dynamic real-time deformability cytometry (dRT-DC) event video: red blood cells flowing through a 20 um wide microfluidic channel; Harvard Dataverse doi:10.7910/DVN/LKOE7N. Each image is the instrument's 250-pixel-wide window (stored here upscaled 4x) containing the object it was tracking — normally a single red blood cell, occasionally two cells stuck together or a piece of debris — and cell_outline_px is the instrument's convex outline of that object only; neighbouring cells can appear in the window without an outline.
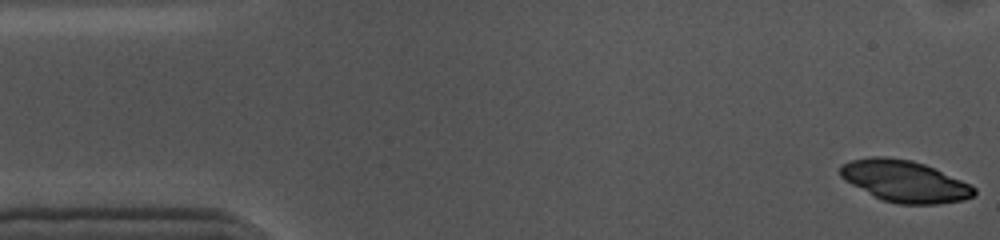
{"species": "common noctule bat (a hibernating species)", "species_latin": "Nyctalus noctula", "temperature_condition": "cold", "stored_images_in_passage": 54, "camera_frame_rate_fps": 3000, "um_per_image_px": 0.085, "animal": {"sex": "female", "body_mass_g": 10.0, "forearm_length_mm": 53.1}, "frame": {"image": 1, "passage_image": 1, "time_ms": 0.0, "image_size_px": [1000, 240], "cell_outline_px": [[976, 192], [972, 196], [964, 200], [936, 204], [896, 204], [884, 200], [844, 180], [840, 176], [840, 164], [848, 160], [872, 156], [888, 156], [912, 160], [924, 164], [960, 180], [976, 188]], "centroid_in_image_um": [76.86, 15.38], "position_along_channel_um": 8.1, "area_um2": 32.19}}